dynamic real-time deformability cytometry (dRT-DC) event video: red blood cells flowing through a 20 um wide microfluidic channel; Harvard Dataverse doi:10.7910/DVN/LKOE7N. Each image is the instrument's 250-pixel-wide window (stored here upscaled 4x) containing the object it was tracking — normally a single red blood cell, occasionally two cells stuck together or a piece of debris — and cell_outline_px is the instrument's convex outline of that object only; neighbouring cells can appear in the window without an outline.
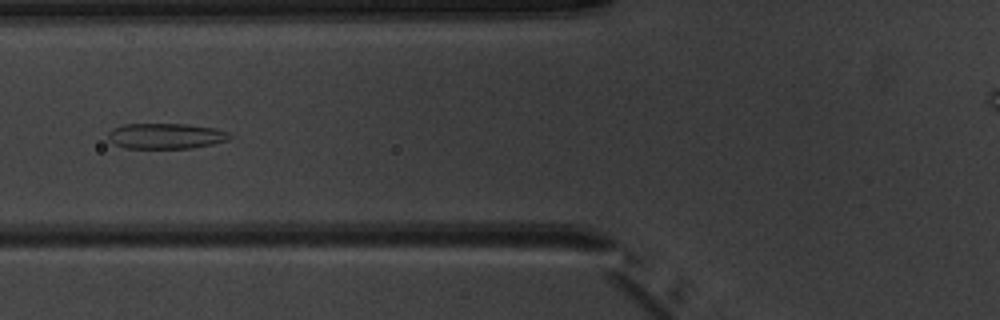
{"species": "common noctule bat (a hibernating species)", "species_latin": "Nyctalus noctula", "temperature_condition": "warm", "stored_images_in_passage": 5, "camera_frame_rate_fps": 3000, "um_per_image_px": 0.085, "animal": {"sex": "male", "body_mass_g": 20.1, "forearm_length_mm": 53.5}, "frame": {"image": 1, "passage_image": 5, "time_ms": 4.667, "image_size_px": [1000, 320], "cell_outline_px": [[232, 136], [228, 140], [212, 144], [192, 148], [124, 148], [108, 140], [108, 132], [112, 128], [124, 124], [188, 124], [216, 128], [228, 132]], "centroid_in_image_um": [14.09, 11.55], "position_along_channel_um": 111.7, "area_um2": 18.21}}